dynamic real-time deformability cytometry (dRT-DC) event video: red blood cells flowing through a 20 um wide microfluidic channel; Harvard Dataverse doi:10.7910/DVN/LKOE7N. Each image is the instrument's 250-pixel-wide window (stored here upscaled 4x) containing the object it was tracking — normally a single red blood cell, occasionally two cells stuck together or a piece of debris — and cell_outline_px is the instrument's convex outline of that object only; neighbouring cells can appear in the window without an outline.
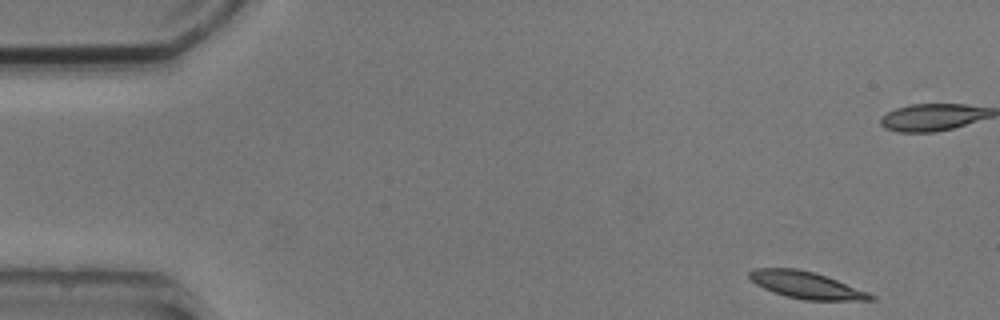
{"species": "common noctule bat (a hibernating species)", "species_latin": "Nyctalus noctula", "temperature_condition": "cold", "stored_images_in_passage": 5, "camera_frame_rate_fps": 3000, "um_per_image_px": 0.085, "animal": {"sex": "male", "body_mass_g": 20.5, "forearm_length_mm": 52.5}, "frame": {"image": 1, "passage_image": 1, "time_ms": 0.0, "image_size_px": [1000, 320], "cell_outline_px": [[876, 300], [804, 300], [788, 296], [764, 288], [756, 284], [748, 276], [748, 272], [752, 268], [796, 268], [812, 272], [836, 280], [868, 292], [876, 296]], "centroid_in_image_um": [68.52, 24.23], "position_along_channel_um": 16.5, "area_um2": 18.67}}
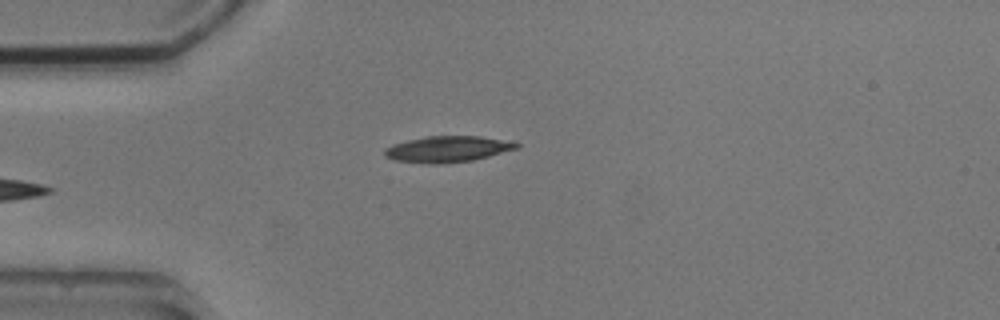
{"frame": {"image": 2, "passage_image": 5, "time_ms": 4.667, "image_size_px": [1000, 320], "cell_outline_px": [[520, 148], [472, 160], [440, 164], [428, 164], [396, 160], [384, 156], [384, 148], [392, 144], [408, 140], [428, 136], [480, 136], [520, 144]], "centroid_in_image_um": [38.0, 12.68], "position_along_channel_um": 47.0, "area_um2": 19.88}}